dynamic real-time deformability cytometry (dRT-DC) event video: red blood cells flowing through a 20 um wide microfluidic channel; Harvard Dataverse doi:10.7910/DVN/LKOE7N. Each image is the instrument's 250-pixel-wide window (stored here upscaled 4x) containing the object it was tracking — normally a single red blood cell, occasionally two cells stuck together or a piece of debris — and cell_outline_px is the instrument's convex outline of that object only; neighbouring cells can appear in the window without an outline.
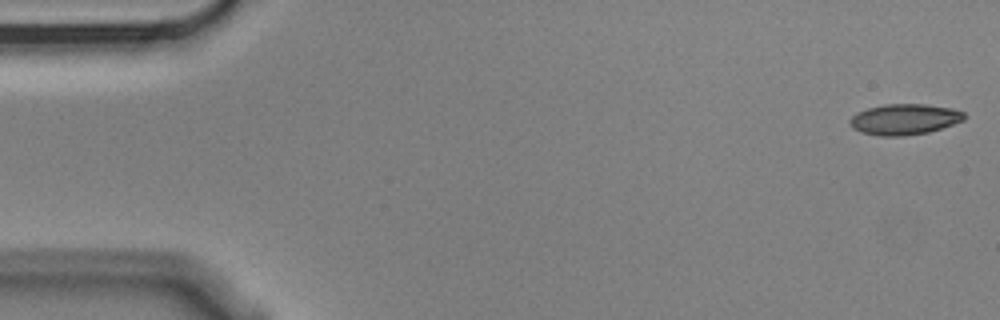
{"species": "Egyptian fruit bat (a non-hibernating species)", "species_latin": "Rousettus aegyptiacus", "temperature_condition": "cold", "stored_images_in_passage": 6, "segment_of_instrument_passage": [1, 2], "camera_frame_rate_fps": 3000, "um_per_image_px": 0.085, "animal": {"sex": "male"}, "frame": {"image": 1, "passage_image": 1, "time_ms": 0.0, "image_size_px": [1000, 320], "cell_outline_px": [[964, 120], [928, 132], [904, 136], [876, 136], [860, 132], [852, 128], [848, 120], [856, 112], [868, 108], [884, 104], [924, 104], [952, 108], [964, 112]], "centroid_in_image_um": [76.82, 10.14], "position_along_channel_um": 8.2, "area_um2": 20.58}}
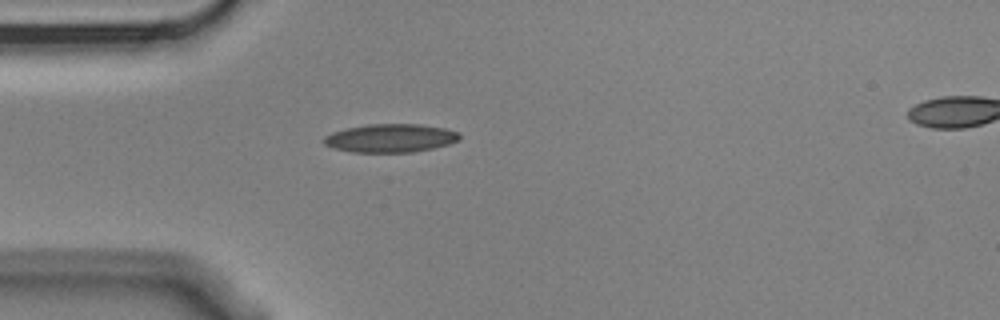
{"frame": {"image": 2, "passage_image": 5, "time_ms": 1.333, "image_size_px": [1000, 320], "cell_outline_px": [[460, 140], [448, 144], [432, 148], [412, 152], [352, 152], [332, 148], [324, 144], [324, 136], [332, 132], [348, 128], [368, 124], [420, 124], [444, 128], [460, 132]], "centroid_in_image_um": [33.2, 11.74], "position_along_channel_um": 51.8, "area_um2": 22.43}}